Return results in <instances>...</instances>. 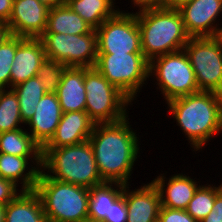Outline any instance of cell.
<instances>
[{
  "instance_id": "obj_42",
  "label": "cell",
  "mask_w": 222,
  "mask_h": 222,
  "mask_svg": "<svg viewBox=\"0 0 222 222\" xmlns=\"http://www.w3.org/2000/svg\"><path fill=\"white\" fill-rule=\"evenodd\" d=\"M80 222H102V221H96V220H92V219L87 218V219H84Z\"/></svg>"
},
{
  "instance_id": "obj_36",
  "label": "cell",
  "mask_w": 222,
  "mask_h": 222,
  "mask_svg": "<svg viewBox=\"0 0 222 222\" xmlns=\"http://www.w3.org/2000/svg\"><path fill=\"white\" fill-rule=\"evenodd\" d=\"M13 0H0V22L7 23L12 11Z\"/></svg>"
},
{
  "instance_id": "obj_27",
  "label": "cell",
  "mask_w": 222,
  "mask_h": 222,
  "mask_svg": "<svg viewBox=\"0 0 222 222\" xmlns=\"http://www.w3.org/2000/svg\"><path fill=\"white\" fill-rule=\"evenodd\" d=\"M19 107L18 96L12 88L0 89V133L24 128Z\"/></svg>"
},
{
  "instance_id": "obj_33",
  "label": "cell",
  "mask_w": 222,
  "mask_h": 222,
  "mask_svg": "<svg viewBox=\"0 0 222 222\" xmlns=\"http://www.w3.org/2000/svg\"><path fill=\"white\" fill-rule=\"evenodd\" d=\"M17 187L13 181L0 177V205L6 206L22 192Z\"/></svg>"
},
{
  "instance_id": "obj_17",
  "label": "cell",
  "mask_w": 222,
  "mask_h": 222,
  "mask_svg": "<svg viewBox=\"0 0 222 222\" xmlns=\"http://www.w3.org/2000/svg\"><path fill=\"white\" fill-rule=\"evenodd\" d=\"M95 124L86 111L63 113L53 137L43 148H58L83 143L91 136Z\"/></svg>"
},
{
  "instance_id": "obj_12",
  "label": "cell",
  "mask_w": 222,
  "mask_h": 222,
  "mask_svg": "<svg viewBox=\"0 0 222 222\" xmlns=\"http://www.w3.org/2000/svg\"><path fill=\"white\" fill-rule=\"evenodd\" d=\"M178 10L190 37H213L221 25L217 18L222 14V0H190Z\"/></svg>"
},
{
  "instance_id": "obj_37",
  "label": "cell",
  "mask_w": 222,
  "mask_h": 222,
  "mask_svg": "<svg viewBox=\"0 0 222 222\" xmlns=\"http://www.w3.org/2000/svg\"><path fill=\"white\" fill-rule=\"evenodd\" d=\"M11 35L9 27L4 22H0V45Z\"/></svg>"
},
{
  "instance_id": "obj_40",
  "label": "cell",
  "mask_w": 222,
  "mask_h": 222,
  "mask_svg": "<svg viewBox=\"0 0 222 222\" xmlns=\"http://www.w3.org/2000/svg\"><path fill=\"white\" fill-rule=\"evenodd\" d=\"M190 0H167V6L172 8H178L185 2H188Z\"/></svg>"
},
{
  "instance_id": "obj_35",
  "label": "cell",
  "mask_w": 222,
  "mask_h": 222,
  "mask_svg": "<svg viewBox=\"0 0 222 222\" xmlns=\"http://www.w3.org/2000/svg\"><path fill=\"white\" fill-rule=\"evenodd\" d=\"M131 5L134 8H138V11L150 8H162L167 7V0H130ZM136 6V7H135Z\"/></svg>"
},
{
  "instance_id": "obj_2",
  "label": "cell",
  "mask_w": 222,
  "mask_h": 222,
  "mask_svg": "<svg viewBox=\"0 0 222 222\" xmlns=\"http://www.w3.org/2000/svg\"><path fill=\"white\" fill-rule=\"evenodd\" d=\"M166 104L194 152H201L213 136L222 133V94L199 91Z\"/></svg>"
},
{
  "instance_id": "obj_24",
  "label": "cell",
  "mask_w": 222,
  "mask_h": 222,
  "mask_svg": "<svg viewBox=\"0 0 222 222\" xmlns=\"http://www.w3.org/2000/svg\"><path fill=\"white\" fill-rule=\"evenodd\" d=\"M115 0H66V4L93 29H97L106 19L113 17L120 8Z\"/></svg>"
},
{
  "instance_id": "obj_16",
  "label": "cell",
  "mask_w": 222,
  "mask_h": 222,
  "mask_svg": "<svg viewBox=\"0 0 222 222\" xmlns=\"http://www.w3.org/2000/svg\"><path fill=\"white\" fill-rule=\"evenodd\" d=\"M125 185V202L128 210L127 222H157L161 207L160 194L153 182L130 190Z\"/></svg>"
},
{
  "instance_id": "obj_5",
  "label": "cell",
  "mask_w": 222,
  "mask_h": 222,
  "mask_svg": "<svg viewBox=\"0 0 222 222\" xmlns=\"http://www.w3.org/2000/svg\"><path fill=\"white\" fill-rule=\"evenodd\" d=\"M35 191L48 222H80L88 218L89 188L55 180L41 170Z\"/></svg>"
},
{
  "instance_id": "obj_25",
  "label": "cell",
  "mask_w": 222,
  "mask_h": 222,
  "mask_svg": "<svg viewBox=\"0 0 222 222\" xmlns=\"http://www.w3.org/2000/svg\"><path fill=\"white\" fill-rule=\"evenodd\" d=\"M0 152L20 157H42V148L25 127L0 133Z\"/></svg>"
},
{
  "instance_id": "obj_18",
  "label": "cell",
  "mask_w": 222,
  "mask_h": 222,
  "mask_svg": "<svg viewBox=\"0 0 222 222\" xmlns=\"http://www.w3.org/2000/svg\"><path fill=\"white\" fill-rule=\"evenodd\" d=\"M46 55L39 38H24L17 46L10 73V88L35 77Z\"/></svg>"
},
{
  "instance_id": "obj_29",
  "label": "cell",
  "mask_w": 222,
  "mask_h": 222,
  "mask_svg": "<svg viewBox=\"0 0 222 222\" xmlns=\"http://www.w3.org/2000/svg\"><path fill=\"white\" fill-rule=\"evenodd\" d=\"M24 37L10 35L0 45V89H10V73L18 44Z\"/></svg>"
},
{
  "instance_id": "obj_23",
  "label": "cell",
  "mask_w": 222,
  "mask_h": 222,
  "mask_svg": "<svg viewBox=\"0 0 222 222\" xmlns=\"http://www.w3.org/2000/svg\"><path fill=\"white\" fill-rule=\"evenodd\" d=\"M124 184L104 182L89 188L88 218L103 221L109 215L111 204L123 194Z\"/></svg>"
},
{
  "instance_id": "obj_15",
  "label": "cell",
  "mask_w": 222,
  "mask_h": 222,
  "mask_svg": "<svg viewBox=\"0 0 222 222\" xmlns=\"http://www.w3.org/2000/svg\"><path fill=\"white\" fill-rule=\"evenodd\" d=\"M151 181L159 191L161 206L178 210L187 208L188 203L201 186L199 181L197 182L191 176L183 173L173 174L168 179L164 173H161Z\"/></svg>"
},
{
  "instance_id": "obj_28",
  "label": "cell",
  "mask_w": 222,
  "mask_h": 222,
  "mask_svg": "<svg viewBox=\"0 0 222 222\" xmlns=\"http://www.w3.org/2000/svg\"><path fill=\"white\" fill-rule=\"evenodd\" d=\"M218 185L206 183L197 189L193 198L185 209L196 221L200 222L211 211L215 202V197L221 192Z\"/></svg>"
},
{
  "instance_id": "obj_21",
  "label": "cell",
  "mask_w": 222,
  "mask_h": 222,
  "mask_svg": "<svg viewBox=\"0 0 222 222\" xmlns=\"http://www.w3.org/2000/svg\"><path fill=\"white\" fill-rule=\"evenodd\" d=\"M5 222H48L38 193L22 190L5 206Z\"/></svg>"
},
{
  "instance_id": "obj_4",
  "label": "cell",
  "mask_w": 222,
  "mask_h": 222,
  "mask_svg": "<svg viewBox=\"0 0 222 222\" xmlns=\"http://www.w3.org/2000/svg\"><path fill=\"white\" fill-rule=\"evenodd\" d=\"M41 170L55 180L87 188L104 183L89 140L77 145L42 148Z\"/></svg>"
},
{
  "instance_id": "obj_22",
  "label": "cell",
  "mask_w": 222,
  "mask_h": 222,
  "mask_svg": "<svg viewBox=\"0 0 222 222\" xmlns=\"http://www.w3.org/2000/svg\"><path fill=\"white\" fill-rule=\"evenodd\" d=\"M93 28L75 13L66 3L49 8L47 26L44 33L69 35L88 34Z\"/></svg>"
},
{
  "instance_id": "obj_31",
  "label": "cell",
  "mask_w": 222,
  "mask_h": 222,
  "mask_svg": "<svg viewBox=\"0 0 222 222\" xmlns=\"http://www.w3.org/2000/svg\"><path fill=\"white\" fill-rule=\"evenodd\" d=\"M128 210L125 202V185L123 194L111 204L109 215L102 222H127Z\"/></svg>"
},
{
  "instance_id": "obj_10",
  "label": "cell",
  "mask_w": 222,
  "mask_h": 222,
  "mask_svg": "<svg viewBox=\"0 0 222 222\" xmlns=\"http://www.w3.org/2000/svg\"><path fill=\"white\" fill-rule=\"evenodd\" d=\"M199 91L222 94V51L213 37H191L184 46Z\"/></svg>"
},
{
  "instance_id": "obj_30",
  "label": "cell",
  "mask_w": 222,
  "mask_h": 222,
  "mask_svg": "<svg viewBox=\"0 0 222 222\" xmlns=\"http://www.w3.org/2000/svg\"><path fill=\"white\" fill-rule=\"evenodd\" d=\"M67 66L48 58L41 63L37 77L47 93H56Z\"/></svg>"
},
{
  "instance_id": "obj_14",
  "label": "cell",
  "mask_w": 222,
  "mask_h": 222,
  "mask_svg": "<svg viewBox=\"0 0 222 222\" xmlns=\"http://www.w3.org/2000/svg\"><path fill=\"white\" fill-rule=\"evenodd\" d=\"M62 114L56 93H46L40 99L33 117L25 125H28L30 130L27 128V132L41 148L53 137Z\"/></svg>"
},
{
  "instance_id": "obj_1",
  "label": "cell",
  "mask_w": 222,
  "mask_h": 222,
  "mask_svg": "<svg viewBox=\"0 0 222 222\" xmlns=\"http://www.w3.org/2000/svg\"><path fill=\"white\" fill-rule=\"evenodd\" d=\"M129 119L127 116L115 123H96L88 139L104 182L130 185L134 164L140 156V143Z\"/></svg>"
},
{
  "instance_id": "obj_38",
  "label": "cell",
  "mask_w": 222,
  "mask_h": 222,
  "mask_svg": "<svg viewBox=\"0 0 222 222\" xmlns=\"http://www.w3.org/2000/svg\"><path fill=\"white\" fill-rule=\"evenodd\" d=\"M39 1L45 4L49 8L60 6L66 3V0H39Z\"/></svg>"
},
{
  "instance_id": "obj_34",
  "label": "cell",
  "mask_w": 222,
  "mask_h": 222,
  "mask_svg": "<svg viewBox=\"0 0 222 222\" xmlns=\"http://www.w3.org/2000/svg\"><path fill=\"white\" fill-rule=\"evenodd\" d=\"M200 222H222V191L215 197L212 211Z\"/></svg>"
},
{
  "instance_id": "obj_6",
  "label": "cell",
  "mask_w": 222,
  "mask_h": 222,
  "mask_svg": "<svg viewBox=\"0 0 222 222\" xmlns=\"http://www.w3.org/2000/svg\"><path fill=\"white\" fill-rule=\"evenodd\" d=\"M84 86L85 111L95 123H115L129 115L132 101L95 67H84Z\"/></svg>"
},
{
  "instance_id": "obj_11",
  "label": "cell",
  "mask_w": 222,
  "mask_h": 222,
  "mask_svg": "<svg viewBox=\"0 0 222 222\" xmlns=\"http://www.w3.org/2000/svg\"><path fill=\"white\" fill-rule=\"evenodd\" d=\"M98 54L142 53L141 34L135 12L119 10L97 29Z\"/></svg>"
},
{
  "instance_id": "obj_3",
  "label": "cell",
  "mask_w": 222,
  "mask_h": 222,
  "mask_svg": "<svg viewBox=\"0 0 222 222\" xmlns=\"http://www.w3.org/2000/svg\"><path fill=\"white\" fill-rule=\"evenodd\" d=\"M135 13L141 34L142 53L149 61L160 55L183 50L191 38L185 30L178 8L167 6Z\"/></svg>"
},
{
  "instance_id": "obj_39",
  "label": "cell",
  "mask_w": 222,
  "mask_h": 222,
  "mask_svg": "<svg viewBox=\"0 0 222 222\" xmlns=\"http://www.w3.org/2000/svg\"><path fill=\"white\" fill-rule=\"evenodd\" d=\"M221 26L222 25L218 27L215 34L213 35V38L216 40V42L218 43L220 47V50L222 51V27Z\"/></svg>"
},
{
  "instance_id": "obj_9",
  "label": "cell",
  "mask_w": 222,
  "mask_h": 222,
  "mask_svg": "<svg viewBox=\"0 0 222 222\" xmlns=\"http://www.w3.org/2000/svg\"><path fill=\"white\" fill-rule=\"evenodd\" d=\"M41 40L46 58L67 67H94L98 56V37L93 29L88 34L65 35L43 33Z\"/></svg>"
},
{
  "instance_id": "obj_7",
  "label": "cell",
  "mask_w": 222,
  "mask_h": 222,
  "mask_svg": "<svg viewBox=\"0 0 222 222\" xmlns=\"http://www.w3.org/2000/svg\"><path fill=\"white\" fill-rule=\"evenodd\" d=\"M152 76L165 103L199 92L194 70L184 49L150 60L149 77Z\"/></svg>"
},
{
  "instance_id": "obj_20",
  "label": "cell",
  "mask_w": 222,
  "mask_h": 222,
  "mask_svg": "<svg viewBox=\"0 0 222 222\" xmlns=\"http://www.w3.org/2000/svg\"><path fill=\"white\" fill-rule=\"evenodd\" d=\"M56 95L63 113L85 111L84 67H67Z\"/></svg>"
},
{
  "instance_id": "obj_13",
  "label": "cell",
  "mask_w": 222,
  "mask_h": 222,
  "mask_svg": "<svg viewBox=\"0 0 222 222\" xmlns=\"http://www.w3.org/2000/svg\"><path fill=\"white\" fill-rule=\"evenodd\" d=\"M49 7L39 0H14L9 21L11 35L39 38L46 29Z\"/></svg>"
},
{
  "instance_id": "obj_32",
  "label": "cell",
  "mask_w": 222,
  "mask_h": 222,
  "mask_svg": "<svg viewBox=\"0 0 222 222\" xmlns=\"http://www.w3.org/2000/svg\"><path fill=\"white\" fill-rule=\"evenodd\" d=\"M157 222H198L186 210L160 207Z\"/></svg>"
},
{
  "instance_id": "obj_41",
  "label": "cell",
  "mask_w": 222,
  "mask_h": 222,
  "mask_svg": "<svg viewBox=\"0 0 222 222\" xmlns=\"http://www.w3.org/2000/svg\"><path fill=\"white\" fill-rule=\"evenodd\" d=\"M0 222H5V206L0 205Z\"/></svg>"
},
{
  "instance_id": "obj_8",
  "label": "cell",
  "mask_w": 222,
  "mask_h": 222,
  "mask_svg": "<svg viewBox=\"0 0 222 222\" xmlns=\"http://www.w3.org/2000/svg\"><path fill=\"white\" fill-rule=\"evenodd\" d=\"M94 67L132 102L149 80V60L143 53L98 54Z\"/></svg>"
},
{
  "instance_id": "obj_19",
  "label": "cell",
  "mask_w": 222,
  "mask_h": 222,
  "mask_svg": "<svg viewBox=\"0 0 222 222\" xmlns=\"http://www.w3.org/2000/svg\"><path fill=\"white\" fill-rule=\"evenodd\" d=\"M41 168L42 157H20L0 152V177L13 181L17 186L21 184V190H35Z\"/></svg>"
},
{
  "instance_id": "obj_26",
  "label": "cell",
  "mask_w": 222,
  "mask_h": 222,
  "mask_svg": "<svg viewBox=\"0 0 222 222\" xmlns=\"http://www.w3.org/2000/svg\"><path fill=\"white\" fill-rule=\"evenodd\" d=\"M12 89L18 96L21 119L25 125L33 117L37 104L47 92L37 76L29 78Z\"/></svg>"
}]
</instances>
